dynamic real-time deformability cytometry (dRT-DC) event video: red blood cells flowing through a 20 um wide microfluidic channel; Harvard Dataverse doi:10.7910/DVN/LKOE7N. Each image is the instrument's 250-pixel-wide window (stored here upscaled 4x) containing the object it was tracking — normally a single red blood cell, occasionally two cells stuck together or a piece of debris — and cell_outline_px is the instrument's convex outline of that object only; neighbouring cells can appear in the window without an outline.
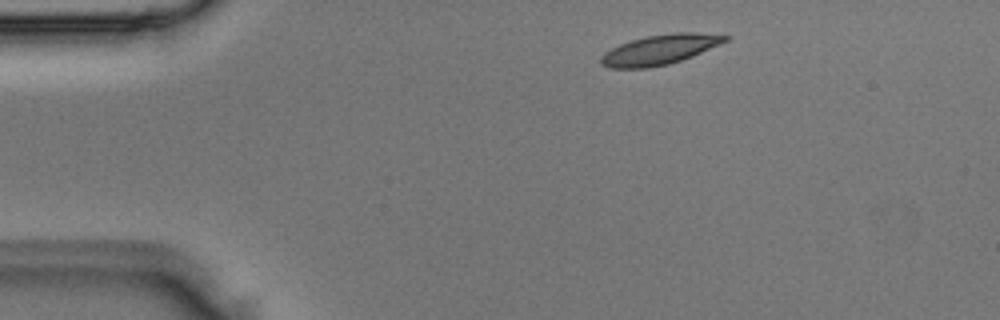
{"species": "Egyptian fruit bat (a non-hibernating species)", "species_latin": "Rousettus aegyptiacus", "temperature_condition": "room temperature", "stored_images_in_passage": 2, "camera_frame_rate_fps": 3000, "um_per_image_px": 0.085, "animal": {"sex": "male"}, "frame": {"image": 1, "passage_image": 1, "time_ms": 0.0, "image_size_px": [1000, 320], "cell_outline_px": [[732, 36], [728, 40], [720, 44], [692, 56], [668, 64], [648, 68], [612, 68], [600, 64], [600, 56], [604, 52], [620, 44], [632, 40], [648, 36], [676, 32], [692, 32]], "centroid_in_image_um": [56.07, 4.22], "position_along_channel_um": 28.9, "area_um2": 21.44}}